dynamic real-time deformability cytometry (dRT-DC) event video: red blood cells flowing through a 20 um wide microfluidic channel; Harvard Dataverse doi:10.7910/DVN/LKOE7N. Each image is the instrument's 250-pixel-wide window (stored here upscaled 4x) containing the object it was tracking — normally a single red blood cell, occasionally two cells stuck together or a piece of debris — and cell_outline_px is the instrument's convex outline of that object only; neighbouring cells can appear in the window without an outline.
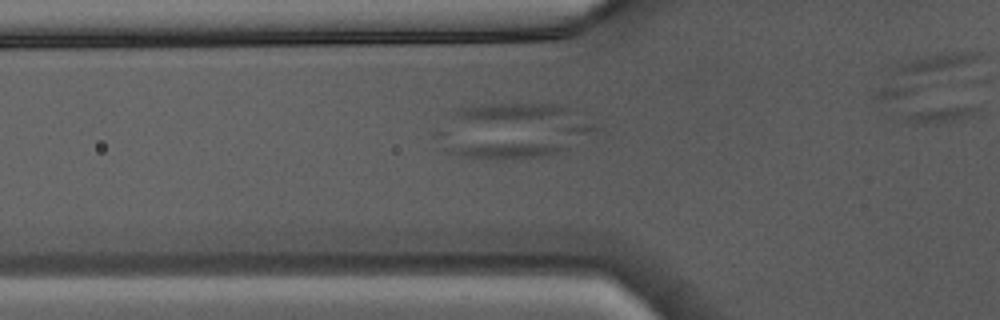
{"species": "Egyptian fruit bat (a non-hibernating species)", "species_latin": "Rousettus aegyptiacus", "temperature_condition": "warm", "stored_images_in_passage": 5, "camera_frame_rate_fps": 3000, "um_per_image_px": 0.085, "animal": {"sex": "male"}, "frame": {"image": 1, "passage_image": 4, "time_ms": 1.0, "image_size_px": [1000, 320], "cell_outline_px": [[564, 148], [544, 156], [504, 160], [496, 160], [460, 156], [452, 152], [436, 136], [436, 132], [444, 128], [448, 128], [564, 144]], "centroid_in_image_um": [42.0, 12.36], "position_along_channel_um": 83.8, "area_um2": 18.32}}